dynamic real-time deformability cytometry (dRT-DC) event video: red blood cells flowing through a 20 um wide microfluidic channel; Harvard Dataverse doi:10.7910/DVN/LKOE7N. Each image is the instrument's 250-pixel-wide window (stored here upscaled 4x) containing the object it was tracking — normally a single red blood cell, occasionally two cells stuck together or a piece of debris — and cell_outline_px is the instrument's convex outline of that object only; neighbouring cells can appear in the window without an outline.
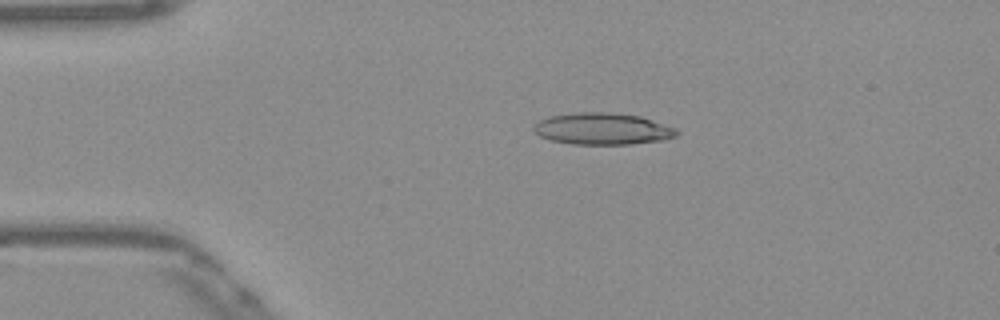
{"species": "Egyptian fruit bat (a non-hibernating species)", "species_latin": "Rousettus aegyptiacus", "temperature_condition": "warm", "stored_images_in_passage": 43, "camera_frame_rate_fps": 3000, "um_per_image_px": 0.085, "frame": {"image": 1, "passage_image": 2, "time_ms": 0.333, "image_size_px": [1000, 320], "cell_outline_px": [[680, 132], [676, 136], [664, 140], [628, 144], [572, 144], [552, 140], [540, 136], [532, 128], [532, 124], [548, 116], [576, 112], [608, 112], [640, 116], [676, 128]], "centroid_in_image_um": [51.2, 10.94], "position_along_channel_um": 33.8, "area_um2": 26.47}}
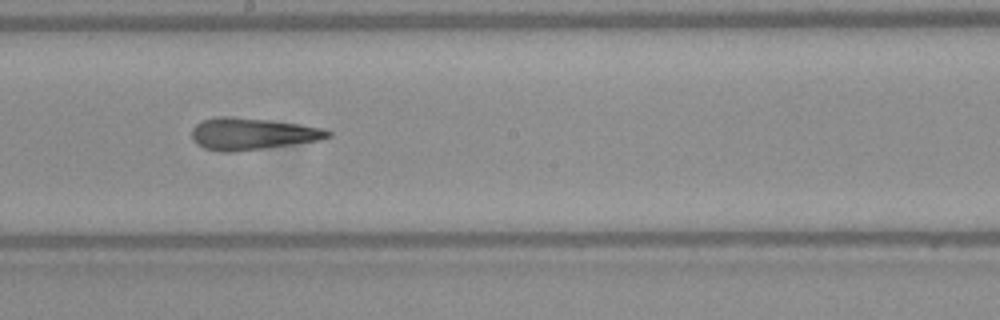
{"frame": {"image": 2, "passage_image": 20, "time_ms": 6.333, "image_size_px": [1000, 320], "cell_outline_px": [[332, 136], [320, 140], [232, 152], [220, 152], [204, 148], [196, 144], [192, 140], [192, 128], [196, 124], [204, 120], [216, 116], [228, 116], [300, 124], [324, 128], [332, 132]], "centroid_in_image_um": [21.41, 11.37], "position_along_channel_um": 226.8, "area_um2": 25.09}}
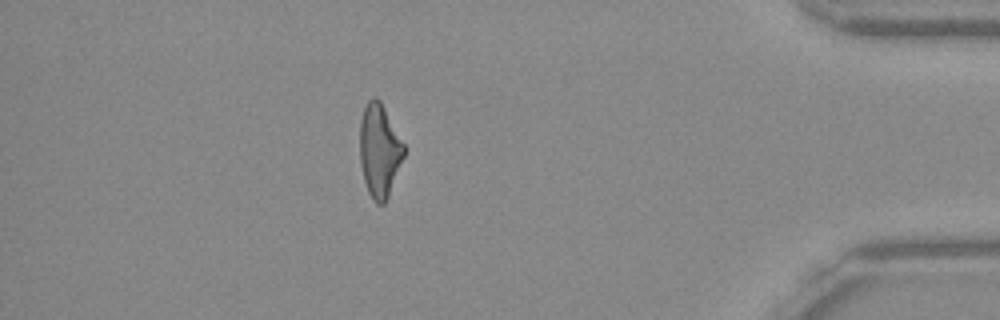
{"frame": {"image": 3, "passage_image": 37, "time_ms": 12.0, "image_size_px": [1000, 320], "cell_outline_px": [[404, 156], [388, 196], [384, 204], [376, 204], [372, 200], [368, 192], [364, 180], [360, 164], [360, 120], [364, 108], [368, 100], [372, 96], [376, 96], [380, 100], [404, 144]], "centroid_in_image_um": [32.23, 12.79], "position_along_channel_um": 403.0, "area_um2": 23.87}, "authors_computed_cell_mechanics": {"area_um2": 24.9696, "velocity_mm_per_s": 3.8961, "shape_relaxation_time_tau1_ms": 8.2828, "shape_relaxation_time_tau2_ms": 1.8991, "deformation_change_tau1": 0.2676, "deformation_change_tau2": 0.1435}}